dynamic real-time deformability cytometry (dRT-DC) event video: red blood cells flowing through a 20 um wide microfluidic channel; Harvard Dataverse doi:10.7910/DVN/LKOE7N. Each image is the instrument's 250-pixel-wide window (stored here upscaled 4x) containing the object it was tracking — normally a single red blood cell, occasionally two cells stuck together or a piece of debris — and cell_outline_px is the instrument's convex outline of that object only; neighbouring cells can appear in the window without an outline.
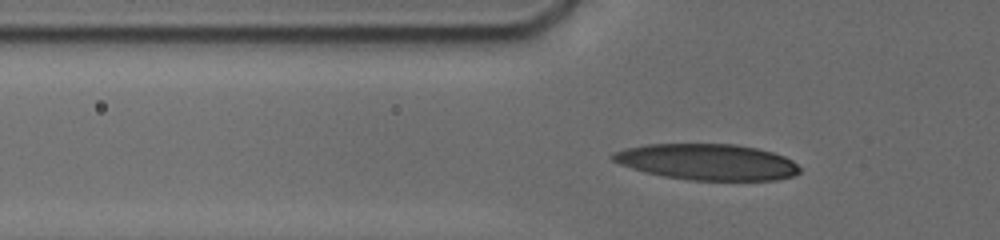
{"species": "human", "species_latin": "Homo sapiens", "temperature_condition": "cold", "stored_images_in_passage": 47, "camera_frame_rate_fps": 3000, "um_per_image_px": 0.085, "donor": {"sex": "male"}, "frame": {"image": 1, "passage_image": 13, "time_ms": 4.667, "image_size_px": [1000, 240], "cell_outline_px": [[800, 172], [792, 176], [776, 180], [692, 180], [664, 176], [644, 172], [620, 164], [612, 160], [608, 156], [612, 152], [628, 148], [648, 144], [736, 144], [756, 148], [772, 152], [784, 156], [792, 160], [800, 168]], "centroid_in_image_um": [60.1, 13.76], "position_along_channel_um": 65.7, "area_um2": 39.25}}
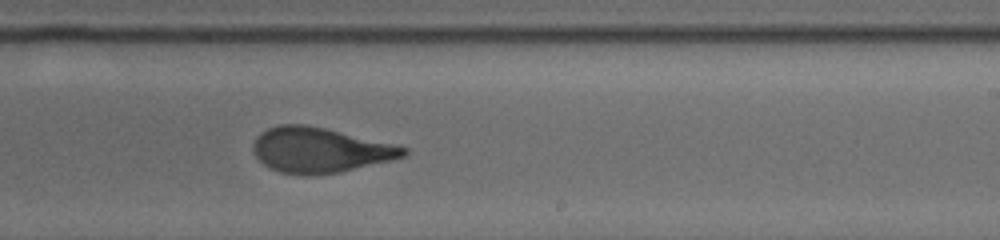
{"frame": {"image": 2, "passage_image": 31, "time_ms": 10.0, "image_size_px": [1000, 240], "cell_outline_px": [[408, 152], [404, 156], [392, 160], [340, 172], [308, 176], [304, 176], [280, 172], [264, 164], [256, 156], [252, 148], [252, 144], [256, 136], [260, 132], [268, 128], [280, 124], [304, 124], [324, 128], [400, 144], [408, 148]], "centroid_in_image_um": [27.22, 12.75], "position_along_channel_um": 261.8, "area_um2": 39.88}}
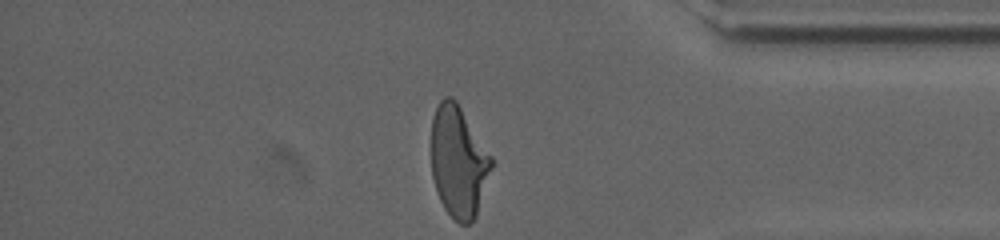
{"frame": {"image": 3, "passage_image": 47, "time_ms": 14.0, "image_size_px": [1000, 240], "cell_outline_px": [[492, 168], [476, 216], [472, 224], [460, 224], [444, 208], [440, 200], [432, 176], [432, 116], [440, 100], [444, 96], [452, 96], [456, 100], [492, 156]], "centroid_in_image_um": [38.98, 13.73], "position_along_channel_um": 396.2, "area_um2": 38.96}, "authors_computed_cell_mechanics": {"area_um2": 39.2462, "velocity_mm_per_s": 3.7834, "shape_relaxation_time_tau1_ms": 4.3836, "shape_relaxation_time_tau2_ms": 0.9766, "deformation_change_tau1": 0.2163, "deformation_change_tau2": 0.0769}}